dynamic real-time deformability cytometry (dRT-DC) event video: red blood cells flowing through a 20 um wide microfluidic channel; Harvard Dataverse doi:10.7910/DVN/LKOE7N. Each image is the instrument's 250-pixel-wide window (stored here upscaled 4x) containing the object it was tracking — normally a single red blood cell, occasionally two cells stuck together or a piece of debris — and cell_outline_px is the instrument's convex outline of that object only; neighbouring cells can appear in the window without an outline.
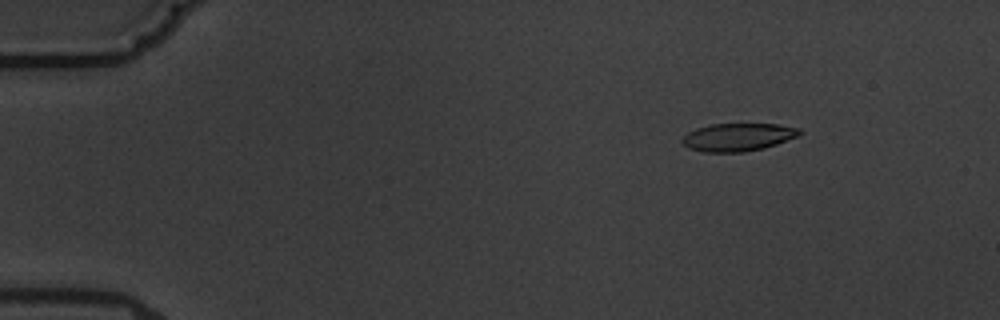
{"species": "common noctule bat (a hibernating species)", "species_latin": "Nyctalus noctula", "temperature_condition": "warm", "stored_images_in_passage": 6, "camera_frame_rate_fps": 3000, "um_per_image_px": 0.085, "animal": {"sex": "male", "body_mass_g": 19.5, "forearm_length_mm": 54.6}, "frame": {"image": 1, "passage_image": 3, "time_ms": 2.333, "image_size_px": [1000, 320], "cell_outline_px": [[804, 132], [796, 136], [776, 144], [764, 148], [744, 152], [704, 152], [688, 148], [680, 140], [688, 132], [696, 128], [712, 124], [776, 124], [800, 128]], "centroid_in_image_um": [62.71, 11.65], "position_along_channel_um": 22.3, "area_um2": 19.02}}
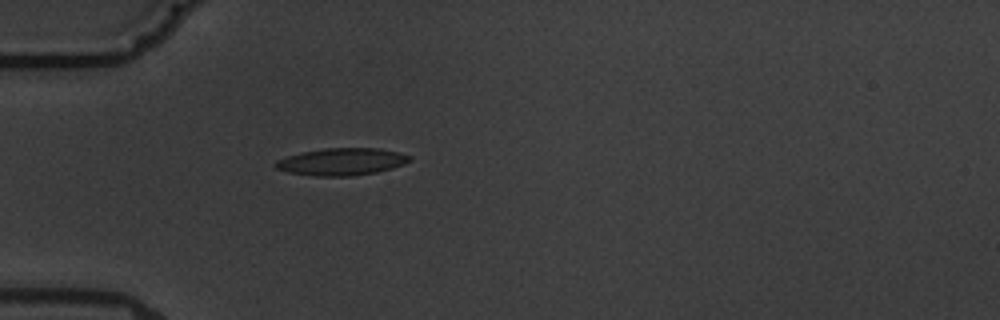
{"frame": {"image": 2, "passage_image": 6, "time_ms": 5.667, "image_size_px": [1000, 320], "cell_outline_px": [[412, 160], [404, 164], [392, 168], [376, 172], [352, 176], [312, 176], [288, 172], [276, 168], [272, 164], [276, 160], [300, 152], [324, 148], [380, 148], [412, 156]], "centroid_in_image_um": [29.02, 13.74], "position_along_channel_um": 56.0, "area_um2": 21.39}}